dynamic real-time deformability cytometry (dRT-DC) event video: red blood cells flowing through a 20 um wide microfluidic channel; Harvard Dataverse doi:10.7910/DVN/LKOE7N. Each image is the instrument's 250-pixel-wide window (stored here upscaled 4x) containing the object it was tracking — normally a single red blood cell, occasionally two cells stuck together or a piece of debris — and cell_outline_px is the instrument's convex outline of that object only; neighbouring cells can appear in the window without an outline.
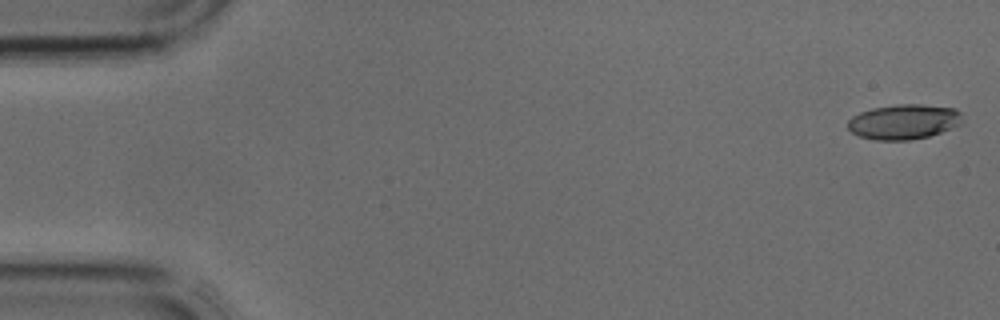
{"species": "common noctule bat (a hibernating species)", "species_latin": "Nyctalus noctula", "temperature_condition": "cold", "stored_images_in_passage": 5, "camera_frame_rate_fps": 3000, "um_per_image_px": 0.085, "animal": {"sex": "male", "body_mass_g": 17.9, "forearm_length_mm": 54.2}, "frame": {"image": 1, "passage_image": 1, "time_ms": 0.0, "image_size_px": [1000, 320], "cell_outline_px": [[960, 124], [952, 128], [928, 136], [908, 140], [872, 140], [860, 136], [852, 132], [848, 128], [848, 120], [852, 116], [860, 112], [872, 108], [896, 104], [920, 104], [956, 108], [960, 112]], "centroid_in_image_um": [76.79, 10.34], "position_along_channel_um": 8.2, "area_um2": 23.29}}
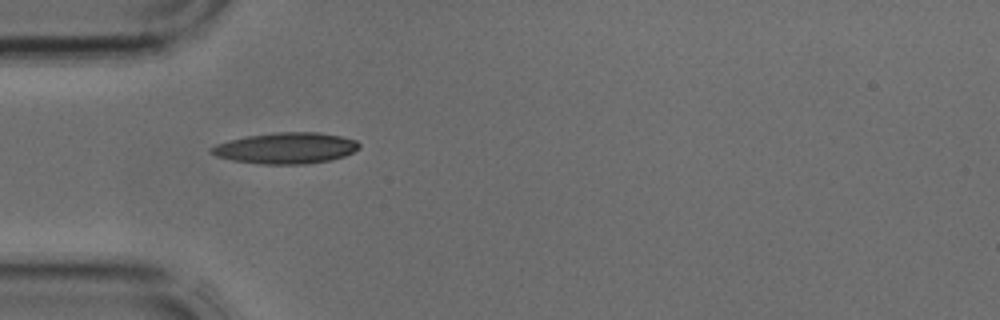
{"frame": {"image": 2, "passage_image": 4, "time_ms": 1.0, "image_size_px": [1000, 320], "cell_outline_px": [[360, 148], [344, 156], [332, 160], [308, 164], [260, 164], [232, 160], [216, 156], [208, 152], [208, 148], [216, 144], [228, 140], [248, 136], [272, 132], [320, 132], [340, 136], [356, 140], [360, 144]], "centroid_in_image_um": [24.28, 12.59], "position_along_channel_um": 60.7, "area_um2": 27.05}}